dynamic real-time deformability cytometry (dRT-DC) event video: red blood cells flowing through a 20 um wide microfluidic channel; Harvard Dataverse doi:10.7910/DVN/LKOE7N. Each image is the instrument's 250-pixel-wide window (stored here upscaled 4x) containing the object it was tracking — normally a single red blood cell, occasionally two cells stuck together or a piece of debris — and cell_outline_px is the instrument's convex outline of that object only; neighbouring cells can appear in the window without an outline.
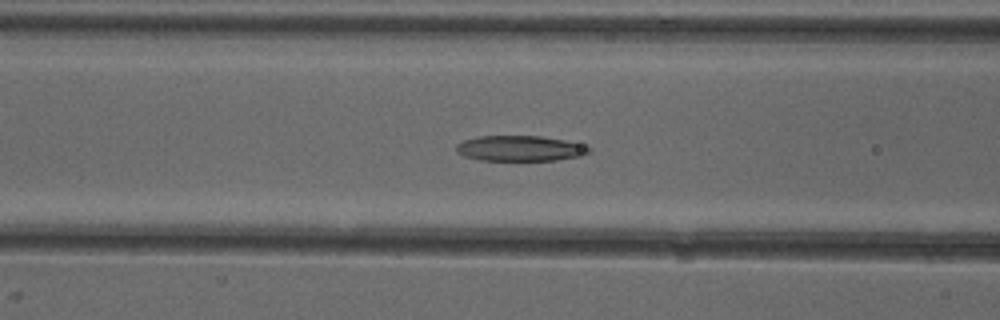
{"species": "common noctule bat (a hibernating species)", "species_latin": "Nyctalus noctula", "temperature_condition": "cold", "stored_images_in_passage": 51, "camera_frame_rate_fps": 3000, "um_per_image_px": 0.085, "animal": {"sex": "female"}, "frame": {"image": 1, "passage_image": 20, "time_ms": 6.333, "image_size_px": [1000, 320], "cell_outline_px": [[592, 152], [580, 156], [556, 160], [480, 160], [464, 156], [456, 152], [456, 144], [464, 140], [476, 136], [540, 136], [564, 140], [580, 144], [592, 148]], "centroid_in_image_um": [44.19, 12.61], "position_along_channel_um": 122.4, "area_um2": 19.71}}
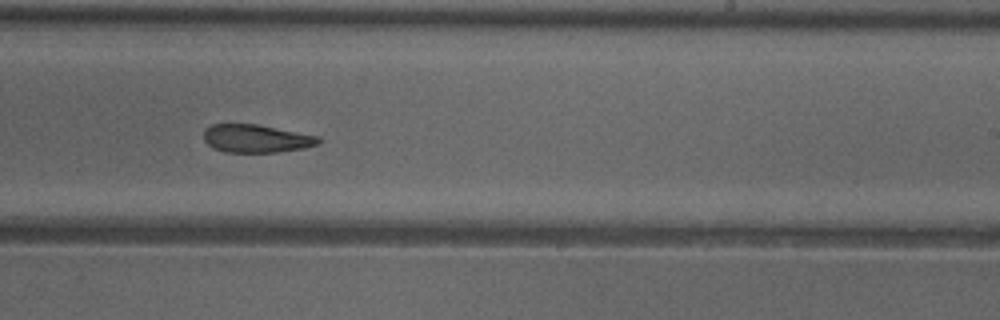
{"frame": {"image": 2, "passage_image": 31, "time_ms": 10.0, "image_size_px": [1000, 320], "cell_outline_px": [[320, 144], [304, 148], [276, 152], [224, 152], [212, 148], [204, 140], [204, 128], [212, 124], [256, 124], [320, 136]], "centroid_in_image_um": [21.77, 11.77], "position_along_channel_um": 267.2, "area_um2": 18.84}}
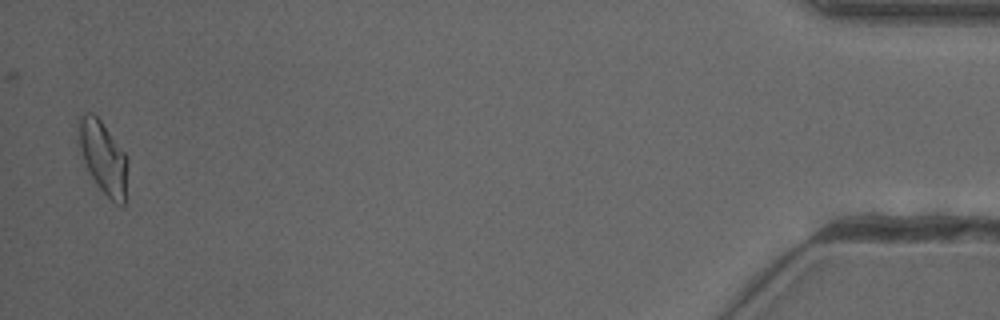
{"frame": {"image": 3, "passage_image": 50, "time_ms": 16.333, "image_size_px": [1000, 320], "cell_outline_px": [[128, 164], [124, 204], [116, 204], [100, 188], [88, 172], [80, 148], [80, 116], [84, 112], [92, 112], [100, 120], [128, 156]], "centroid_in_image_um": [8.81, 13.38], "position_along_channel_um": 426.4, "area_um2": 20.23}, "authors_computed_cell_mechanics": {"area_um2": 20.23, "velocity_mm_per_s": 3.9536, "shape_relaxation_time_tau1_ms": null, "shape_relaxation_time_tau2_ms": 4.8821, "deformation_change_tau1": null, "deformation_change_tau2": 0.1385}}